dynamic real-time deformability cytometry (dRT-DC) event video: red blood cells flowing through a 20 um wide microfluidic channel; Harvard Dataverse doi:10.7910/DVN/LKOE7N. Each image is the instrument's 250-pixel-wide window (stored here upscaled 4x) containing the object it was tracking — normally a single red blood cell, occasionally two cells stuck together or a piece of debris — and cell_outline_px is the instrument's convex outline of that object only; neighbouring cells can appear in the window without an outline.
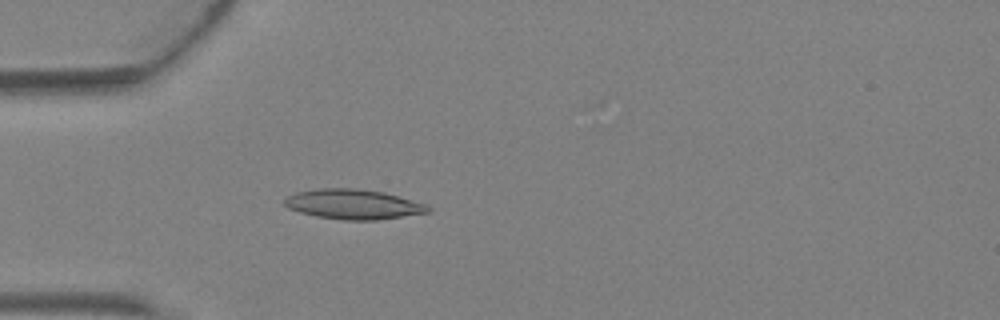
{"species": "Egyptian fruit bat (a non-hibernating species)", "species_latin": "Rousettus aegyptiacus", "temperature_condition": "warm", "stored_images_in_passage": 2, "camera_frame_rate_fps": 3000, "um_per_image_px": 0.085, "animal": {"sex": "female"}, "frame": {"image": 1, "passage_image": 2, "time_ms": 0.333, "image_size_px": [1000, 320], "cell_outline_px": [[432, 212], [376, 220], [344, 220], [316, 216], [300, 212], [288, 208], [284, 204], [284, 200], [288, 196], [296, 192], [316, 188], [356, 188], [384, 192], [424, 204], [432, 208]], "centroid_in_image_um": [30.02, 17.36], "position_along_channel_um": 55.0, "area_um2": 24.97}}